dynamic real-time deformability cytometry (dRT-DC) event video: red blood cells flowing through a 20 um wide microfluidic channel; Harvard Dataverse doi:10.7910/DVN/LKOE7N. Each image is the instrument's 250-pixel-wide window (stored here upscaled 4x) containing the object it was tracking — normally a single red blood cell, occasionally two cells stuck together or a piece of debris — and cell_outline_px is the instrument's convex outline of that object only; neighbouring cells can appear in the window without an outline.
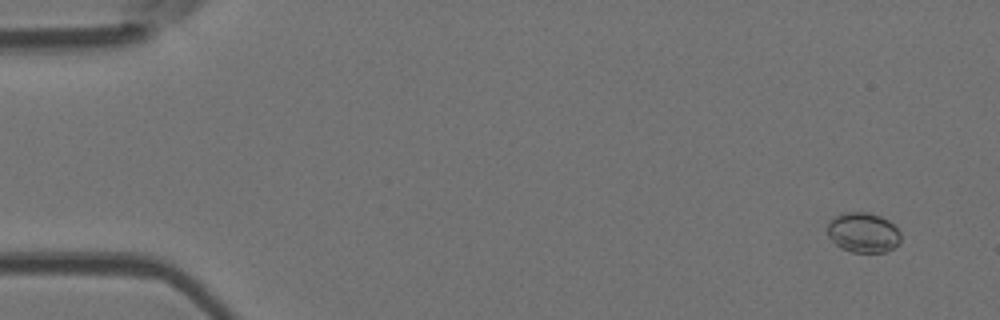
{"species": "Egyptian fruit bat (a non-hibernating species)", "species_latin": "Rousettus aegyptiacus", "temperature_condition": "room temperature", "stored_images_in_passage": 14, "camera_frame_rate_fps": 3000, "um_per_image_px": 0.085, "animal": {"sex": "female"}, "frame": {"image": 1, "passage_image": 3, "time_ms": 0.667, "image_size_px": [1000, 320], "cell_outline_px": [[900, 244], [896, 248], [884, 252], [852, 252], [840, 248], [828, 236], [828, 224], [836, 216], [848, 212], [868, 212], [880, 216], [888, 220], [900, 232]], "centroid_in_image_um": [73.4, 19.78], "position_along_channel_um": 11.6, "area_um2": 17.05}}
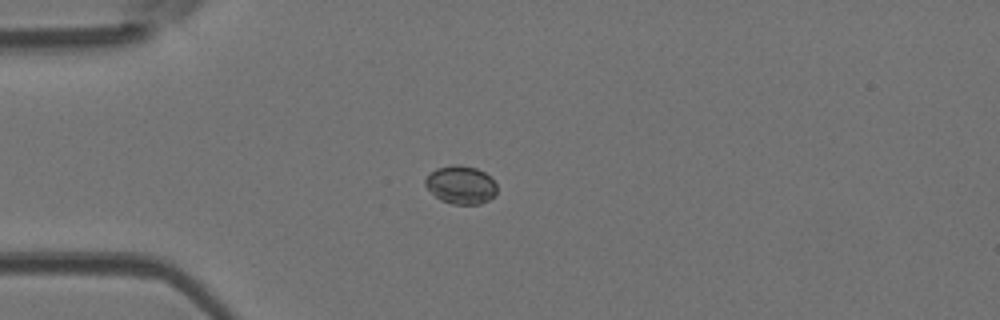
{"frame": {"image": 2, "passage_image": 14, "time_ms": 4.333, "image_size_px": [1000, 320], "cell_outline_px": [[496, 192], [488, 200], [480, 204], [452, 204], [440, 200], [424, 184], [424, 180], [436, 168], [456, 164], [476, 168], [484, 172], [496, 184]], "centroid_in_image_um": [39.16, 15.71], "position_along_channel_um": 45.8, "area_um2": 15.66}}